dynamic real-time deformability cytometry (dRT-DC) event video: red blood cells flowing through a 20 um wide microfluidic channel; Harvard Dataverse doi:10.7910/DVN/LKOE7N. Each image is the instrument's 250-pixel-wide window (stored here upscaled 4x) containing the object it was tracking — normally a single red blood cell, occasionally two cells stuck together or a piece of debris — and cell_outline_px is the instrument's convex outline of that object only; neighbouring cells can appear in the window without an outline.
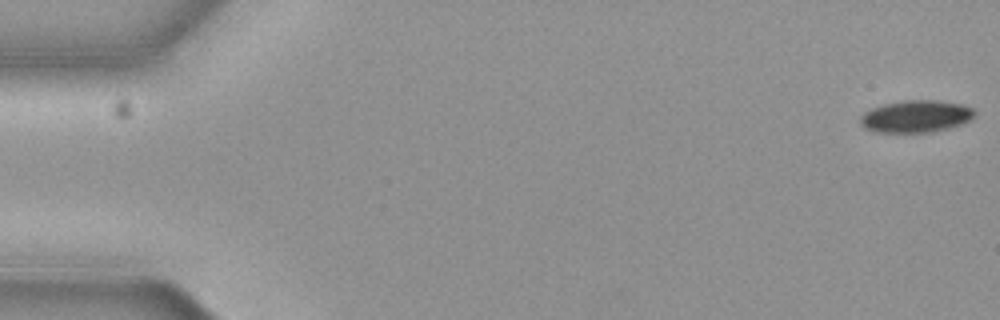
{"species": "common noctule bat (a hibernating species)", "species_latin": "Nyctalus noctula", "temperature_condition": "cold", "stored_images_in_passage": 57, "camera_frame_rate_fps": 3000, "um_per_image_px": 0.085, "animal": {"sex": "female", "body_mass_g": 19.3, "forearm_length_mm": 54.1}, "frame": {"image": 1, "passage_image": 1, "time_ms": 0.0, "image_size_px": [1000, 320], "cell_outline_px": [[976, 112], [968, 120], [960, 124], [928, 132], [876, 132], [864, 128], [860, 124], [860, 116], [864, 112], [872, 108], [884, 104], [904, 100], [936, 100], [964, 104], [972, 108]], "centroid_in_image_um": [77.81, 9.88], "position_along_channel_um": 7.2, "area_um2": 21.21}}
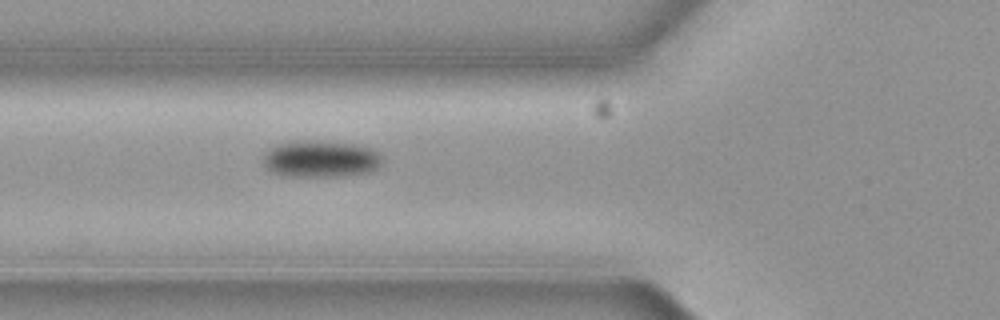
{"frame": {"image": 2, "passage_image": 21, "time_ms": 6.667, "image_size_px": [1000, 320], "cell_outline_px": [[380, 164], [376, 168], [368, 172], [340, 176], [284, 176], [272, 172], [264, 168], [264, 156], [276, 144], [304, 140], [308, 140], [356, 144], [372, 148], [380, 156]], "centroid_in_image_um": [27.23, 13.51], "position_along_channel_um": 98.6, "area_um2": 25.26}}
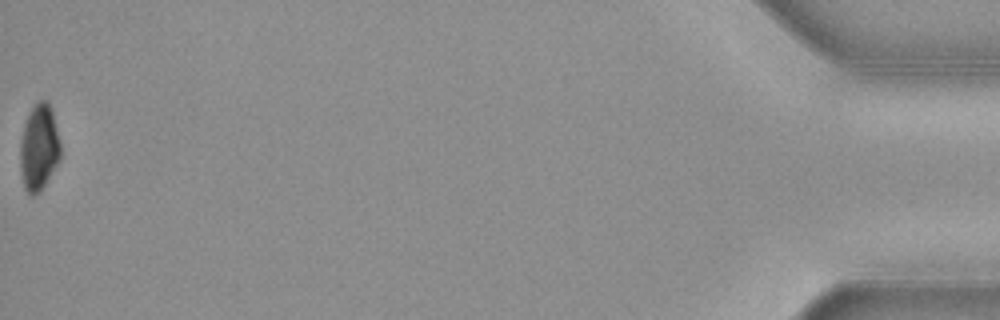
{"frame": {"image": 3, "passage_image": 57, "time_ms": 18.667, "image_size_px": [1000, 320], "cell_outline_px": [[60, 160], [44, 184], [32, 196], [24, 188], [20, 168], [20, 140], [24, 124], [28, 112], [40, 100], [48, 100], [52, 112], [60, 140]], "centroid_in_image_um": [3.3, 12.5], "position_along_channel_um": 431.9, "area_um2": 20.06}, "authors_computed_cell_mechanics": {"area_um2": 23.0044, "velocity_mm_per_s": 3.6699, "shape_relaxation_time_tau1_ms": 1.6104, "shape_relaxation_time_tau2_ms": null, "deformation_change_tau1": 0.092, "deformation_change_tau2": null}}